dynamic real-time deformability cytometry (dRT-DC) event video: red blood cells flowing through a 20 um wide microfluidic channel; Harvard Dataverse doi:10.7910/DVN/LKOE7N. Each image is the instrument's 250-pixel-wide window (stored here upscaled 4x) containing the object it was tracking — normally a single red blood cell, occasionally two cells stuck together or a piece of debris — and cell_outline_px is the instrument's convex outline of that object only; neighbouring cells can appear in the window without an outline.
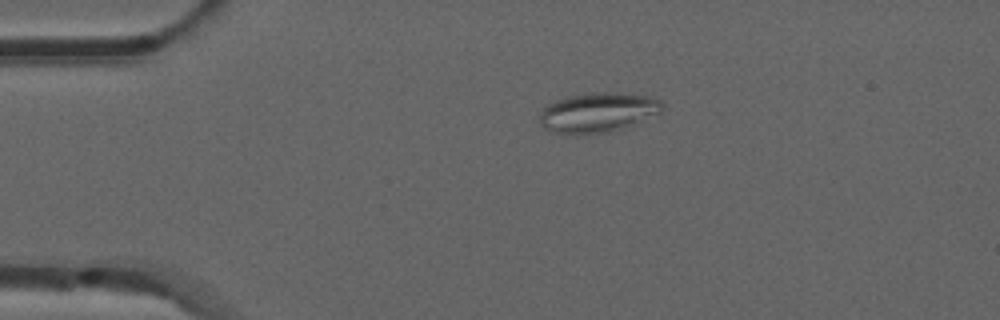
{"species": "common noctule bat (a hibernating species)", "species_latin": "Nyctalus noctula", "temperature_condition": "room temperature", "stored_images_in_passage": 2, "camera_frame_rate_fps": 3000, "um_per_image_px": 0.085, "animal": {"sex": "male", "forearm_length_mm": 52.5}, "frame": {"image": 1, "passage_image": 1, "time_ms": 0.0, "image_size_px": [1000, 320], "cell_outline_px": [[664, 108], [660, 112], [608, 132], [576, 136], [556, 132], [544, 128], [540, 124], [540, 116], [544, 108], [548, 104], [556, 100], [568, 96], [600, 92], [620, 92], [648, 96], [660, 100], [664, 104]], "centroid_in_image_um": [50.78, 9.56], "position_along_channel_um": 34.2, "area_um2": 28.09}}